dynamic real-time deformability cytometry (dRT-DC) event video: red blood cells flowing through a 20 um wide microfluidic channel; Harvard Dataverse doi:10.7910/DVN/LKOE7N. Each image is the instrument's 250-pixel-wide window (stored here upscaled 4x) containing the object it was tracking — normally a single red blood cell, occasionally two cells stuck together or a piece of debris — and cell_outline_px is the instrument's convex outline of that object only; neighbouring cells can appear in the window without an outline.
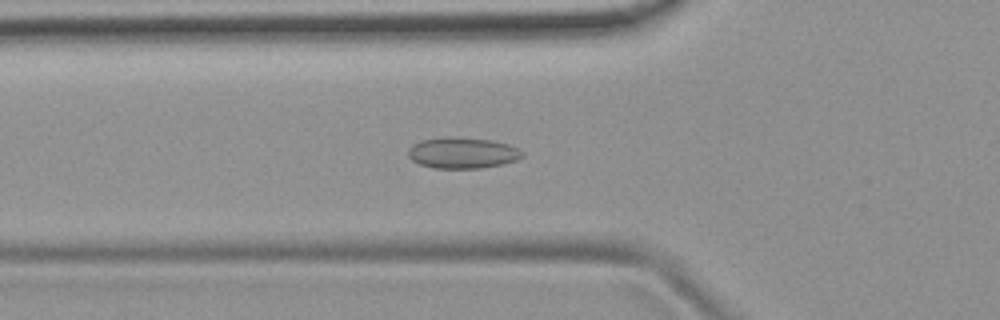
{"species": "common noctule bat (a hibernating species)", "species_latin": "Nyctalus noctula", "temperature_condition": "room temperature", "stored_images_in_passage": 44, "camera_frame_rate_fps": 3000, "um_per_image_px": 0.085, "animal": {"sex": "female", "body_mass_g": 19.9}, "frame": {"image": 1, "passage_image": 15, "time_ms": 4.667, "image_size_px": [1000, 320], "cell_outline_px": [[524, 156], [516, 160], [504, 164], [480, 168], [432, 168], [420, 164], [412, 160], [408, 156], [408, 152], [412, 144], [424, 140], [448, 136], [492, 140], [508, 144], [520, 148], [524, 152]], "centroid_in_image_um": [39.35, 12.99], "position_along_channel_um": 86.4, "area_um2": 20.75}}
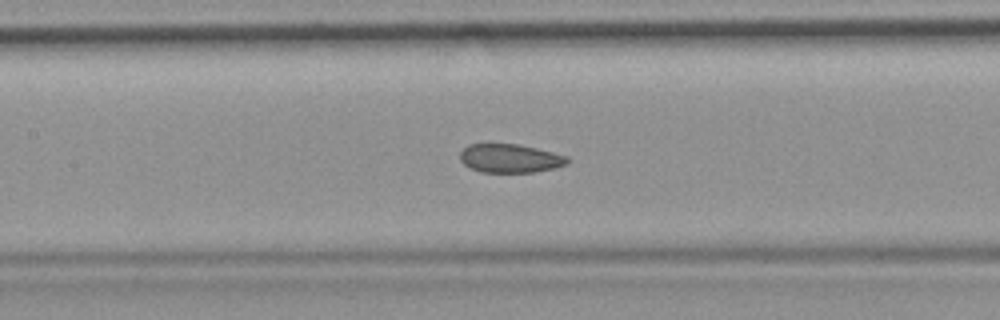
{"frame": {"image": 2, "passage_image": 21, "time_ms": 6.667, "image_size_px": [1000, 320], "cell_outline_px": [[568, 164], [556, 168], [532, 172], [480, 172], [468, 168], [460, 160], [460, 152], [468, 144], [516, 144], [536, 148], [568, 156]], "centroid_in_image_um": [43.34, 13.47], "position_along_channel_um": 164.1, "area_um2": 17.98}}
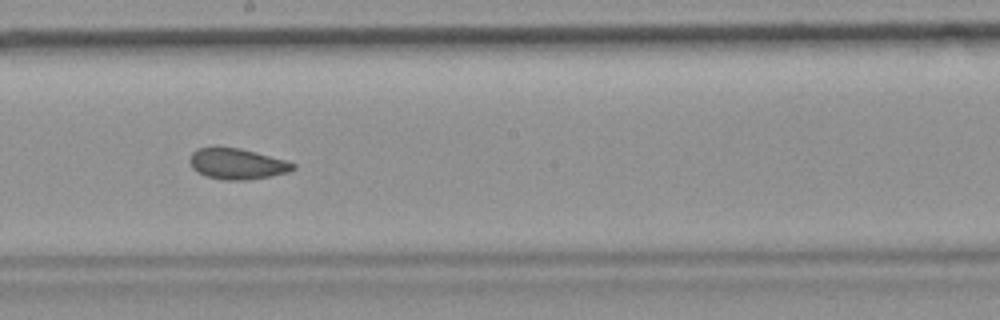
{"frame": {"image": 3, "passage_image": 26, "time_ms": 8.333, "image_size_px": [1000, 320], "cell_outline_px": [[296, 168], [288, 172], [272, 176], [248, 180], [224, 180], [208, 176], [196, 172], [192, 168], [188, 160], [192, 152], [196, 148], [240, 148], [288, 160], [296, 164]], "centroid_in_image_um": [20.18, 13.93], "position_along_channel_um": 228.0, "area_um2": 18.67}, "authors_computed_cell_mechanics": {"area_um2": 19.2763, "velocity_mm_per_s": 3.8567, "shape_relaxation_time_tau1_ms": null, "shape_relaxation_time_tau2_ms": 2.0592, "deformation_change_tau1": null, "deformation_change_tau2": 0.0772}}